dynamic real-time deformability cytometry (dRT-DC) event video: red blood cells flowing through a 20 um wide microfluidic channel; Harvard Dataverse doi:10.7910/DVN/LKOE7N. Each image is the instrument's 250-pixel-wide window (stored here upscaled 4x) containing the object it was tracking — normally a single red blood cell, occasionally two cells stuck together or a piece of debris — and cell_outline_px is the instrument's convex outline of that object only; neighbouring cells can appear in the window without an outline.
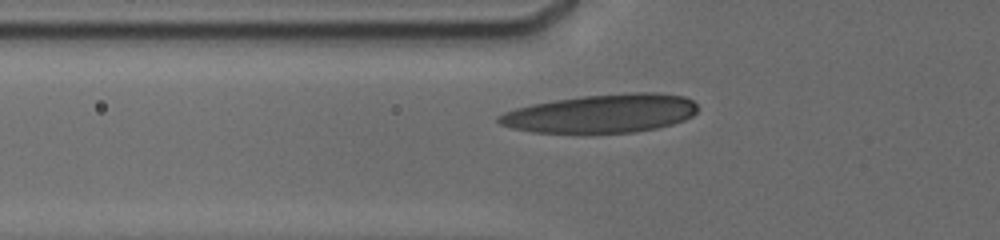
{"species": "human", "species_latin": "Homo sapiens", "temperature_condition": "cold", "stored_images_in_passage": 46, "camera_frame_rate_fps": 3000, "um_per_image_px": 0.085, "donor": {"sex": "male"}, "frame": {"image": 1, "passage_image": 8, "time_ms": 3.667, "image_size_px": [1000, 240], "cell_outline_px": [[696, 112], [692, 116], [684, 120], [672, 124], [656, 128], [632, 132], [532, 132], [512, 128], [500, 124], [496, 120], [496, 116], [504, 112], [516, 108], [532, 104], [556, 100], [584, 96], [632, 92], [656, 92], [684, 96], [692, 100], [696, 104]], "centroid_in_image_um": [51.12, 9.64], "position_along_channel_um": 74.7, "area_um2": 44.33}}
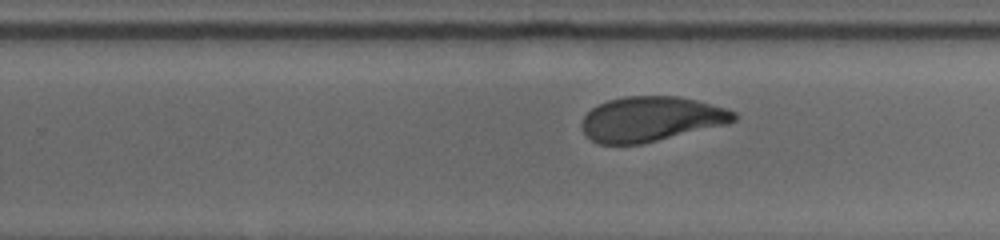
{"frame": {"image": 2, "passage_image": 23, "time_ms": 9.0, "image_size_px": [1000, 240], "cell_outline_px": [[736, 120], [728, 124], [640, 144], [600, 144], [592, 140], [584, 132], [580, 124], [584, 116], [592, 108], [608, 100], [624, 96], [680, 96], [728, 108], [736, 112]], "centroid_in_image_um": [55.36, 10.11], "position_along_channel_um": 274.4, "area_um2": 39.77}}
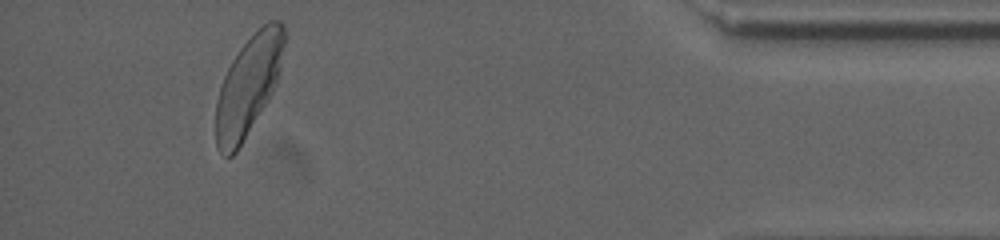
{"frame": {"image": 3, "passage_image": 40, "time_ms": 14.0, "image_size_px": [1000, 240], "cell_outline_px": [[284, 44], [280, 68], [276, 84], [272, 92], [236, 152], [232, 156], [224, 156], [216, 148], [216, 100], [224, 76], [232, 60], [240, 48], [268, 20], [280, 20], [284, 24]], "centroid_in_image_um": [21.1, 7.28], "position_along_channel_um": 414.1, "area_um2": 38.96}, "authors_computed_cell_mechanics": {"area_um2": 40.5178, "velocity_mm_per_s": 3.7533, "shape_relaxation_time_tau1_ms": 4.399, "shape_relaxation_time_tau2_ms": 1.3975, "deformation_change_tau1": 0.1791, "deformation_change_tau2": 0.0719}}